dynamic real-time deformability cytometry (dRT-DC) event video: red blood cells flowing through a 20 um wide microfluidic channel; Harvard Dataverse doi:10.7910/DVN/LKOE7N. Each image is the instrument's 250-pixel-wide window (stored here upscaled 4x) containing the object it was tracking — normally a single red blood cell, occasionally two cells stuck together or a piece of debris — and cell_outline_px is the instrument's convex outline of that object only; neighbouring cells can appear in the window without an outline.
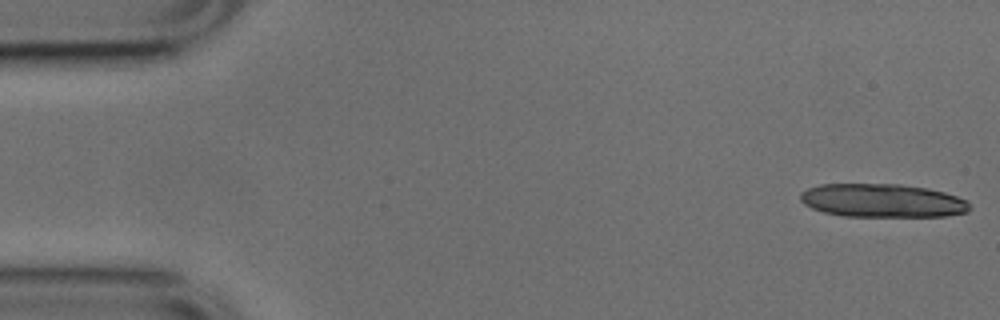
{"species": "common noctule bat (a hibernating species)", "species_latin": "Nyctalus noctula", "temperature_condition": "cold", "stored_images_in_passage": 9, "camera_frame_rate_fps": 3000, "um_per_image_px": 0.085, "animal": {"sex": "male", "body_mass_g": 17.9, "forearm_length_mm": 54.2}, "frame": {"image": 1, "passage_image": 1, "time_ms": 0.0, "image_size_px": [1000, 320], "cell_outline_px": [[960, 212], [924, 216], [912, 216], [836, 212], [820, 208], [920, 192], [936, 192], [952, 196], [960, 200]], "centroid_in_image_um": [76.85, 17.45], "position_along_channel_um": 8.1, "area_um2": 15.61}}